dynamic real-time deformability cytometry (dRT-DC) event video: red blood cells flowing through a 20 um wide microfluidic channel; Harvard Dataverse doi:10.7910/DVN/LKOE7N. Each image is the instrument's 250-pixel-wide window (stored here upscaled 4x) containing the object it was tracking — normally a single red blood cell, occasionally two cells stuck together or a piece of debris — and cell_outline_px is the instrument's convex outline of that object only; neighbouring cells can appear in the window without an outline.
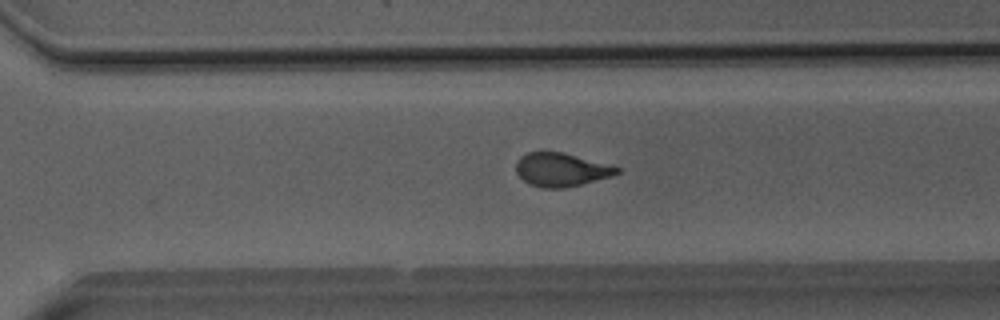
{"species": "Egyptian fruit bat (a non-hibernating species)", "species_latin": "Rousettus aegyptiacus", "temperature_condition": "room temperature", "stored_images_in_passage": 51, "camera_frame_rate_fps": 3000, "um_per_image_px": 0.085, "animal": {"sex": "male"}, "frame": {"image": 1, "passage_image": 35, "time_ms": 11.333, "image_size_px": [1000, 320], "cell_outline_px": [[620, 172], [612, 176], [580, 184], [560, 188], [540, 188], [528, 184], [516, 172], [516, 164], [520, 156], [528, 152], [560, 152], [620, 168]], "centroid_in_image_um": [47.64, 14.43], "position_along_channel_um": 323.0, "area_um2": 19.25}}
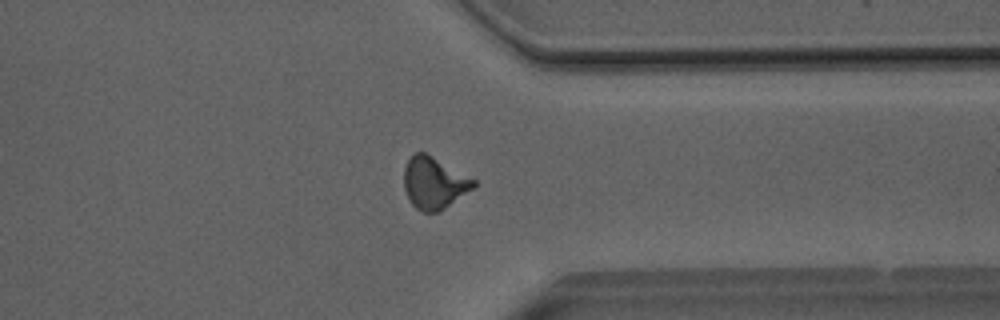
{"frame": {"image": 2, "passage_image": 39, "time_ms": 12.667, "image_size_px": [1000, 320], "cell_outline_px": [[476, 188], [444, 208], [436, 212], [424, 212], [416, 208], [408, 200], [404, 188], [404, 168], [408, 160], [416, 152], [424, 152], [476, 180]], "centroid_in_image_um": [36.9, 15.57], "position_along_channel_um": 374.5, "area_um2": 20.92}}
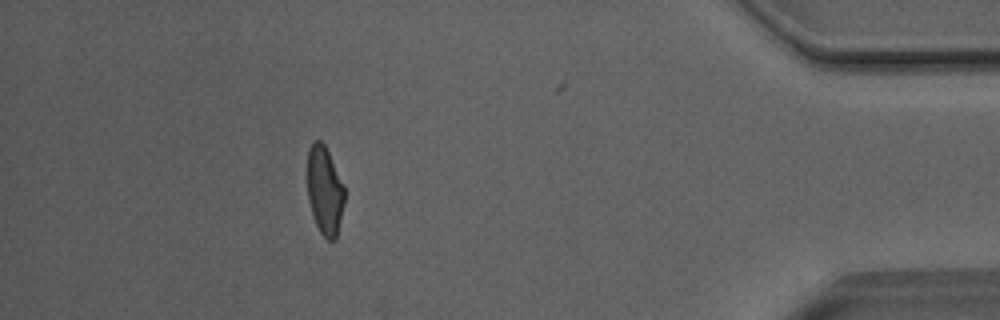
{"frame": {"image": 3, "passage_image": 45, "time_ms": 14.667, "image_size_px": [1000, 320], "cell_outline_px": [[344, 204], [336, 240], [328, 240], [320, 232], [312, 216], [308, 200], [308, 148], [316, 140], [320, 140], [324, 144], [328, 152], [344, 188]], "centroid_in_image_um": [27.59, 16.24], "position_along_channel_um": 407.6, "area_um2": 18.9}, "authors_computed_cell_mechanics": {"area_um2": 20.5768, "velocity_mm_per_s": 4.0706, "shape_relaxation_time_tau1_ms": 9.4351, "shape_relaxation_time_tau2_ms": 0.8903, "deformation_change_tau1": 0.2377, "deformation_change_tau2": 0.0635}}